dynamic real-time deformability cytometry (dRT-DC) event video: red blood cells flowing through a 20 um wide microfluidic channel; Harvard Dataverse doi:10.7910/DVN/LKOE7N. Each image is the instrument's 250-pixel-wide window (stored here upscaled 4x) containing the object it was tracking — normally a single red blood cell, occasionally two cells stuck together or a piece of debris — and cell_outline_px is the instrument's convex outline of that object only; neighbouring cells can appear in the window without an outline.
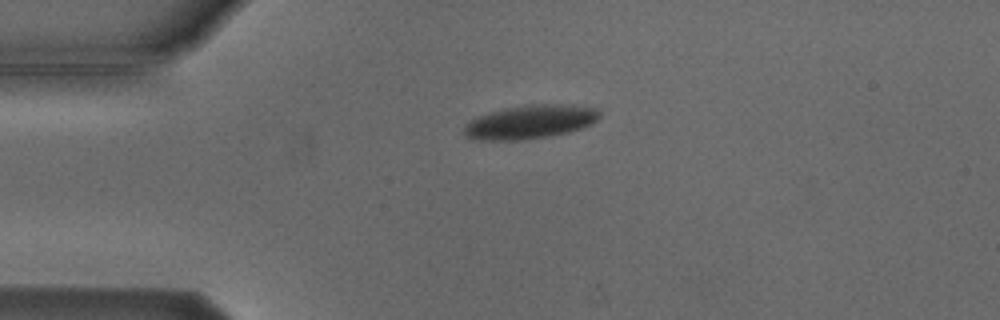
{"species": "Egyptian fruit bat (a non-hibernating species)", "species_latin": "Rousettus aegyptiacus", "temperature_condition": "cold", "stored_images_in_passage": 7, "camera_frame_rate_fps": 3000, "um_per_image_px": 0.085, "animal": {"sex": "male"}, "frame": {"image": 1, "passage_image": 1, "time_ms": 0.0, "image_size_px": [1000, 320], "cell_outline_px": [[600, 116], [596, 120], [580, 128], [568, 132], [548, 136], [524, 140], [484, 140], [464, 136], [464, 128], [472, 120], [480, 116], [504, 108], [524, 104], [572, 104], [596, 108], [600, 112]], "centroid_in_image_um": [45.09, 10.35], "position_along_channel_um": 39.9, "area_um2": 26.36}}
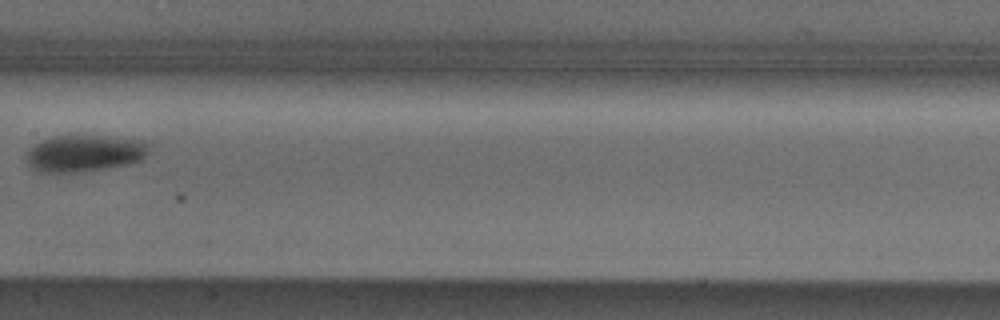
{"frame": {"image": 2, "passage_image": 5, "time_ms": 5.0, "image_size_px": [1000, 320], "cell_outline_px": [[148, 152], [140, 160], [124, 164], [104, 168], [76, 172], [40, 172], [32, 168], [28, 164], [28, 152], [36, 144], [52, 136], [108, 136], [144, 140], [148, 144]], "centroid_in_image_um": [7.2, 13.02], "position_along_channel_um": 200.2, "area_um2": 25.72}}
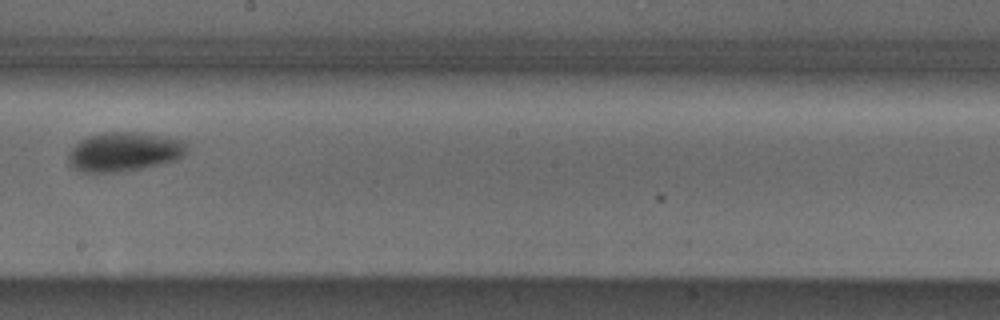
{"frame": {"image": 3, "passage_image": 6, "time_ms": 6.0, "image_size_px": [1000, 320], "cell_outline_px": [[188, 152], [184, 156], [176, 160], [160, 164], [120, 172], [84, 172], [72, 168], [68, 164], [68, 156], [72, 148], [80, 140], [88, 136], [104, 132], [144, 132], [184, 140], [188, 144]], "centroid_in_image_um": [10.59, 12.89], "position_along_channel_um": 237.6, "area_um2": 27.4}}